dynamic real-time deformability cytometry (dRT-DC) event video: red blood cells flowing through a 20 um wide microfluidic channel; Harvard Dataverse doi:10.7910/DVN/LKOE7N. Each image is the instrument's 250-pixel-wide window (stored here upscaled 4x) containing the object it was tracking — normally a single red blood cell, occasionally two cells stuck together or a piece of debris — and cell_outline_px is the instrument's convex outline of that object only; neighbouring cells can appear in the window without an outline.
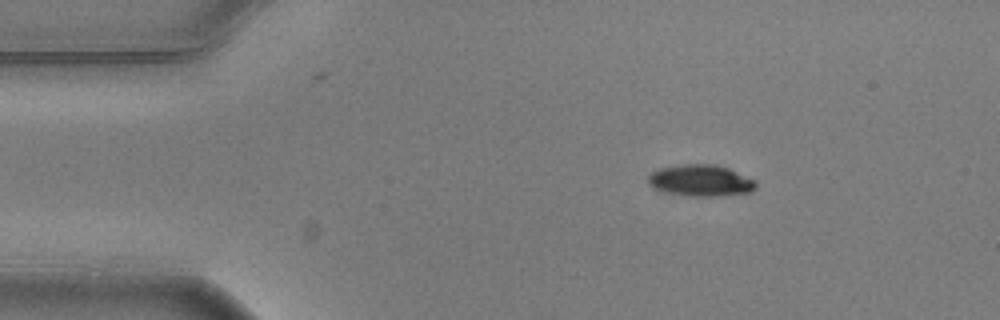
{"species": "common noctule bat (a hibernating species)", "species_latin": "Nyctalus noctula", "temperature_condition": "warm", "stored_images_in_passage": 4, "camera_frame_rate_fps": 3000, "um_per_image_px": 0.085, "animal": {"sex": "male", "body_mass_g": 20.5, "forearm_length_mm": 52.5}, "frame": {"image": 1, "passage_image": 1, "time_ms": 0.0, "image_size_px": [1000, 320], "cell_outline_px": [[756, 188], [752, 192], [720, 196], [688, 196], [668, 192], [652, 188], [648, 184], [648, 176], [652, 172], [660, 168], [680, 164], [716, 164], [728, 168], [756, 180]], "centroid_in_image_um": [59.57, 15.34], "position_along_channel_um": 25.4, "area_um2": 19.94}}
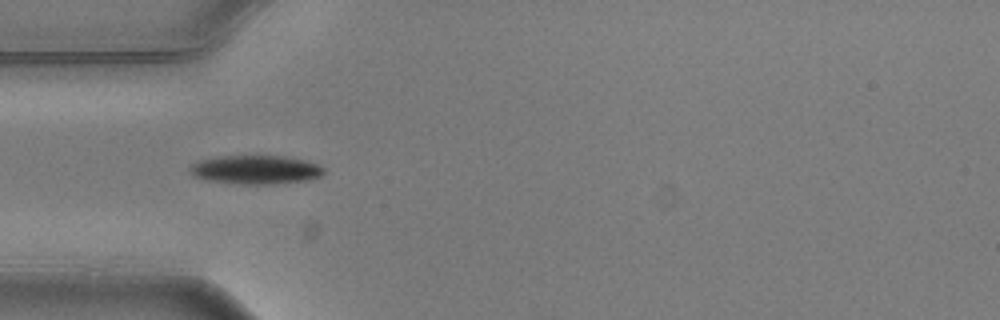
{"frame": {"image": 2, "passage_image": 3, "time_ms": 0.667, "image_size_px": [1000, 320], "cell_outline_px": [[324, 172], [320, 176], [308, 180], [276, 184], [244, 184], [204, 180], [192, 176], [188, 172], [188, 168], [196, 160], [220, 156], [288, 156], [308, 160], [320, 164], [324, 168]], "centroid_in_image_um": [21.72, 14.42], "position_along_channel_um": 63.3, "area_um2": 22.95}}
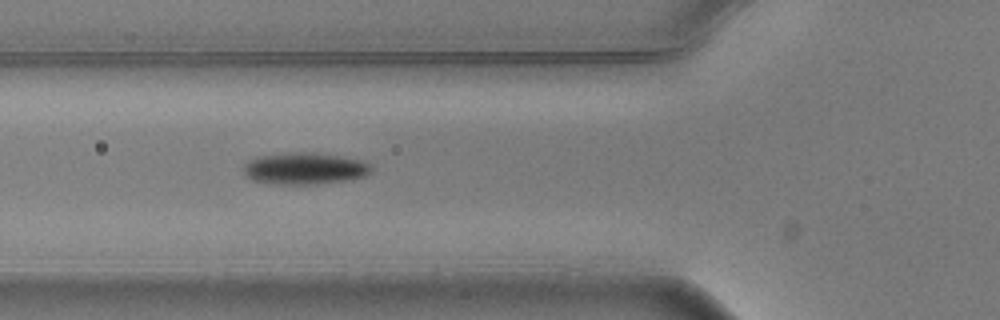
{"frame": {"image": 3, "passage_image": 4, "time_ms": 1.0, "image_size_px": [1000, 320], "cell_outline_px": [[372, 172], [364, 176], [348, 180], [316, 184], [276, 184], [252, 180], [244, 172], [244, 164], [260, 156], [300, 152], [312, 152], [360, 160], [368, 164], [372, 168]], "centroid_in_image_um": [25.92, 14.34], "position_along_channel_um": 99.9, "area_um2": 23.18}}